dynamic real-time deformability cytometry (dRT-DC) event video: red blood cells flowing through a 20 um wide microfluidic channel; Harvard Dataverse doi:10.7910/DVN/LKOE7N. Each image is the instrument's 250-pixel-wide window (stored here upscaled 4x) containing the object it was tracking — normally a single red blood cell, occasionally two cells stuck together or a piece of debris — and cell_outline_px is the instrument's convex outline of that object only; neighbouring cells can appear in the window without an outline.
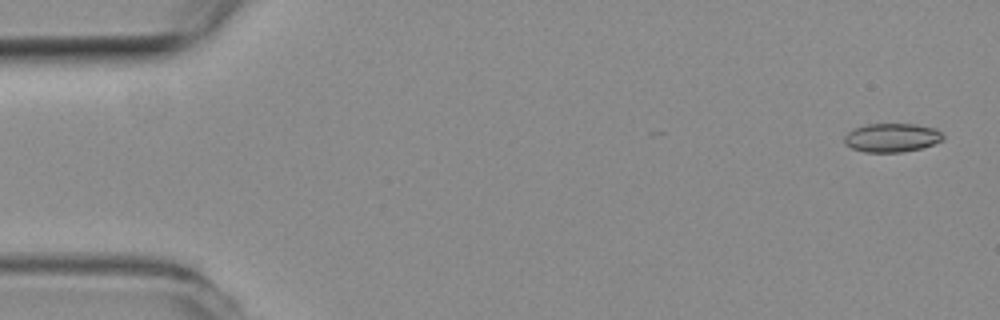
{"species": "common noctule bat (a hibernating species)", "species_latin": "Nyctalus noctula", "temperature_condition": "room temperature", "stored_images_in_passage": 53, "camera_frame_rate_fps": 3000, "um_per_image_px": 0.085, "animal": {"sex": "female", "body_mass_g": 19.3, "forearm_length_mm": 54.1}, "frame": {"image": 1, "passage_image": 1, "time_ms": 0.0, "image_size_px": [1000, 320], "cell_outline_px": [[944, 140], [920, 148], [900, 152], [864, 152], [852, 148], [844, 144], [844, 136], [852, 128], [868, 124], [916, 124], [936, 128], [944, 136]], "centroid_in_image_um": [75.78, 11.69], "position_along_channel_um": 9.2, "area_um2": 16.59}}
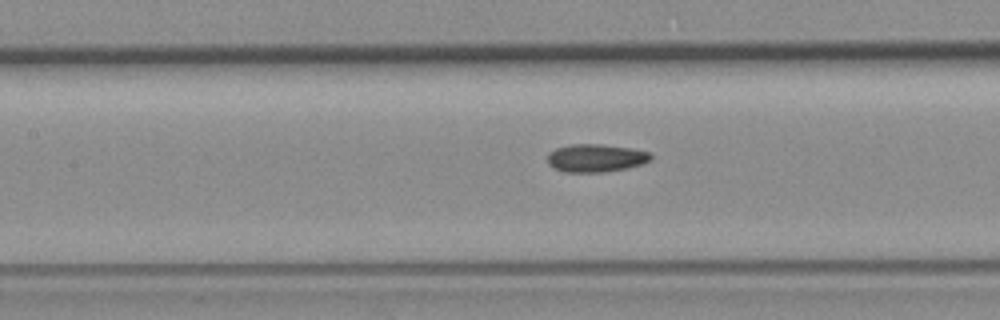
{"frame": {"image": 2, "passage_image": 23, "time_ms": 7.333, "image_size_px": [1000, 320], "cell_outline_px": [[652, 160], [644, 164], [628, 168], [604, 172], [564, 172], [552, 168], [548, 164], [548, 152], [556, 148], [572, 144], [600, 144], [632, 148], [648, 152], [652, 156]], "centroid_in_image_um": [50.65, 13.44], "position_along_channel_um": 156.8, "area_um2": 17.05}}
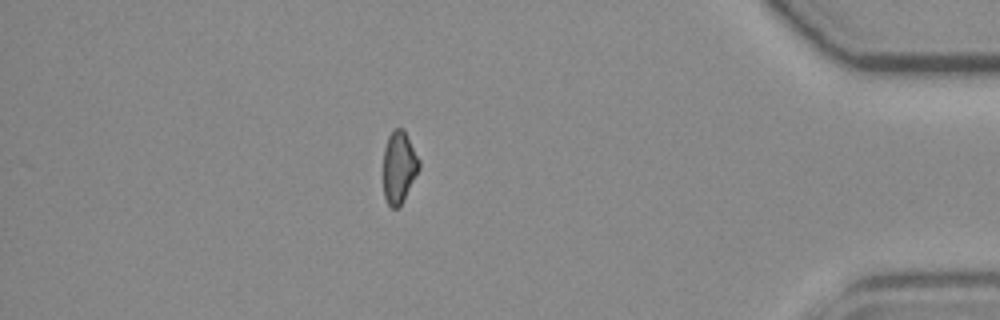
{"frame": {"image": 3, "passage_image": 46, "time_ms": 15.0, "image_size_px": [1000, 320], "cell_outline_px": [[420, 168], [400, 204], [396, 208], [392, 208], [388, 204], [384, 196], [384, 148], [388, 136], [396, 128], [404, 128], [420, 160]], "centroid_in_image_um": [33.92, 14.16], "position_along_channel_um": 401.3, "area_um2": 14.8}}